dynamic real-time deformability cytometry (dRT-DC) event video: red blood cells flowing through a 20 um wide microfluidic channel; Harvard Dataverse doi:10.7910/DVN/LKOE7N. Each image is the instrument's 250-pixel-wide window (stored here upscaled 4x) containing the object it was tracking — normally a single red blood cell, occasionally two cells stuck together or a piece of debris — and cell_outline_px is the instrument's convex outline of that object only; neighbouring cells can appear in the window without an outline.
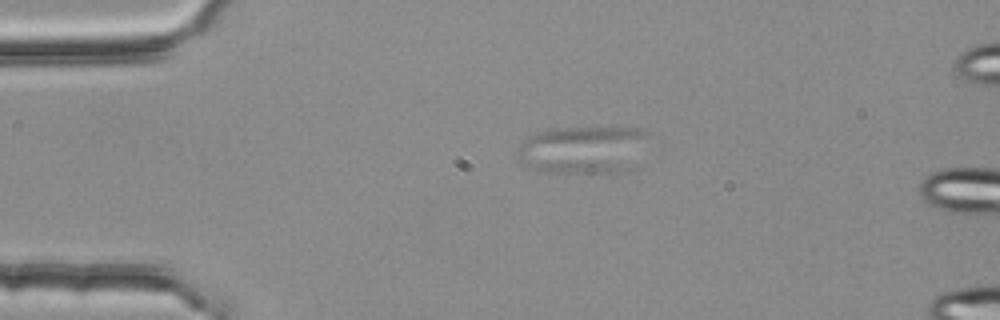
{"species": "common noctule bat (a hibernating species)", "species_latin": "Nyctalus noctula", "temperature_condition": "room temperature", "stored_images_in_passage": 4, "camera_frame_rate_fps": 3000, "um_per_image_px": 0.085, "animal": {"sex": "female", "body_mass_g": 25.1}, "frame": {"image": 1, "passage_image": 1, "time_ms": 0.0, "image_size_px": [1000, 320], "cell_outline_px": [[648, 136], [628, 168], [608, 172], [552, 172], [532, 168], [516, 160], [516, 148], [520, 140], [536, 132], [552, 128], [640, 128], [648, 132]], "centroid_in_image_um": [49.4, 12.69], "position_along_channel_um": 35.6, "area_um2": 35.84}}